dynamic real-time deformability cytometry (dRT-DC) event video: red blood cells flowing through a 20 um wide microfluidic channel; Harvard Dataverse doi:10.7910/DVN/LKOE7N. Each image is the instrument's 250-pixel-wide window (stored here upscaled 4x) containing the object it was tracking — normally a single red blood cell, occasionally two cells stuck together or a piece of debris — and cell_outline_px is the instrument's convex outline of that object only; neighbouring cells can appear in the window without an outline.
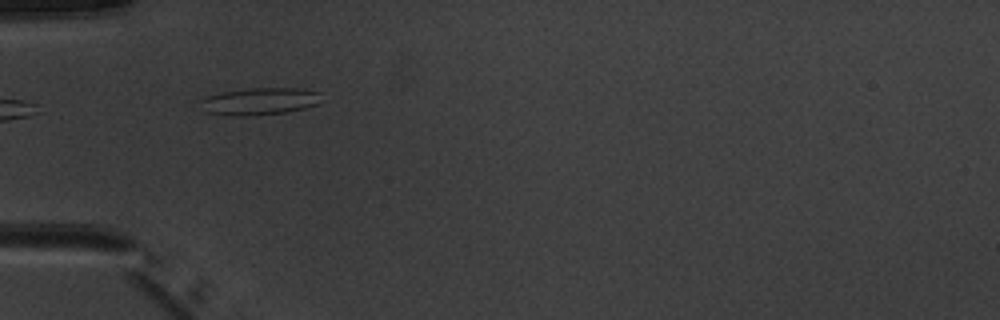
{"species": "common noctule bat (a hibernating species)", "species_latin": "Nyctalus noctula", "temperature_condition": "warm", "stored_images_in_passage": 4, "camera_frame_rate_fps": 3000, "um_per_image_px": 0.085, "animal": {"sex": "male", "body_mass_g": 20.1, "forearm_length_mm": 53.5}, "frame": {"image": 1, "passage_image": 1, "time_ms": 0.0, "image_size_px": [1000, 320], "cell_outline_px": [[320, 92], [316, 104], [304, 108], [284, 112], [244, 116], [232, 116], [204, 112], [196, 100], [208, 96], [224, 92], [248, 88], [300, 88]], "centroid_in_image_um": [21.96, 8.61], "position_along_channel_um": 63.0, "area_um2": 19.07}}
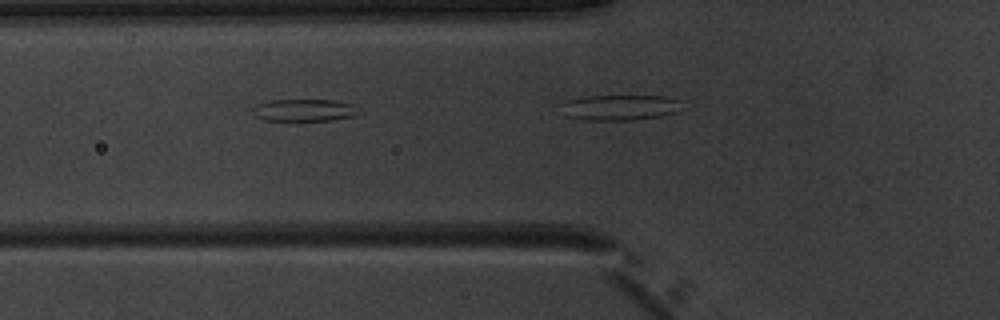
{"frame": {"image": 2, "passage_image": 2, "time_ms": 0.333, "image_size_px": [1000, 320], "cell_outline_px": [[360, 112], [352, 116], [332, 120], [264, 120], [256, 116], [252, 108], [256, 104], [268, 100], [332, 100], [352, 104]], "centroid_in_image_um": [25.83, 9.35], "position_along_channel_um": 100.0, "area_um2": 13.53}}